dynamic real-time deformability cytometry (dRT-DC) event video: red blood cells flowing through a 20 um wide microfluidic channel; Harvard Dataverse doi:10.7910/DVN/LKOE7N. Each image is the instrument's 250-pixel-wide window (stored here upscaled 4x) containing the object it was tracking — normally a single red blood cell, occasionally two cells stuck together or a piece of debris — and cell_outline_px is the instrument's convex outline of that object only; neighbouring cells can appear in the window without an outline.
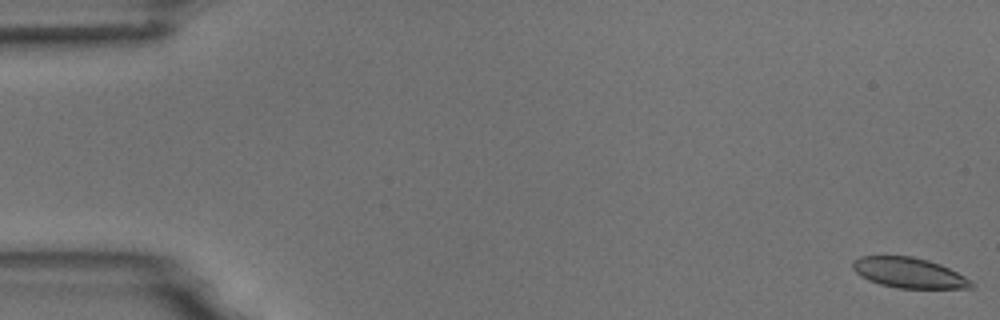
{"species": "common noctule bat (a hibernating species)", "species_latin": "Nyctalus noctula", "temperature_condition": "room temperature", "stored_images_in_passage": 4, "camera_frame_rate_fps": 3000, "um_per_image_px": 0.085, "animal": {"sex": "male", "body_mass_g": 18.8}, "frame": {"image": 1, "passage_image": 1, "time_ms": 0.0, "image_size_px": [1000, 320], "cell_outline_px": [[976, 284], [972, 288], [896, 288], [880, 284], [868, 280], [860, 276], [852, 268], [852, 260], [860, 256], [912, 256], [928, 260], [940, 264], [972, 280]], "centroid_in_image_um": [77.25, 23.19], "position_along_channel_um": 7.8, "area_um2": 21.04}}